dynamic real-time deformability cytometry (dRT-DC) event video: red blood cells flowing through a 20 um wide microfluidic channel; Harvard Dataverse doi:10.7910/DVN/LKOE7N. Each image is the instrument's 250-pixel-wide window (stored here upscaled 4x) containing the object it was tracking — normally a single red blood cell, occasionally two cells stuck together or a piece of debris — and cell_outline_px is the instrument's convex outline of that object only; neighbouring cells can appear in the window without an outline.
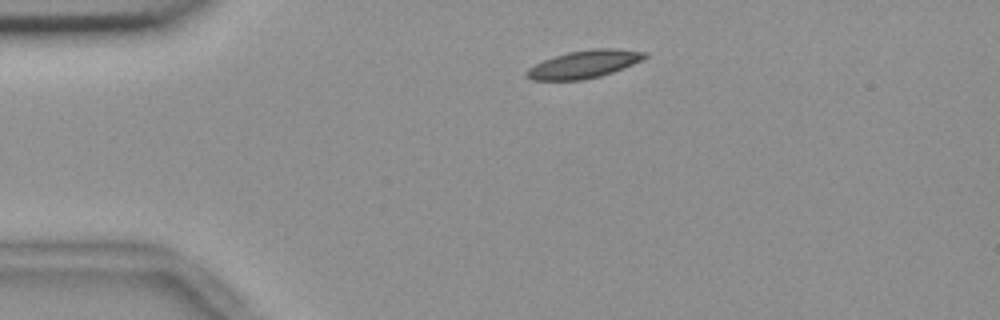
{"species": "common noctule bat (a hibernating species)", "species_latin": "Nyctalus noctula", "temperature_condition": "room temperature", "stored_images_in_passage": 45, "camera_frame_rate_fps": 3000, "um_per_image_px": 0.085, "animal": {"sex": "female", "body_mass_g": 18.4}, "frame": {"image": 1, "passage_image": 1, "time_ms": 0.0, "image_size_px": [1000, 320], "cell_outline_px": [[648, 56], [632, 64], [612, 72], [600, 76], [584, 80], [532, 80], [524, 76], [524, 72], [528, 68], [552, 56], [568, 52], [596, 48], [616, 48], [648, 52]], "centroid_in_image_um": [49.62, 5.45], "position_along_channel_um": 35.4, "area_um2": 19.13}}
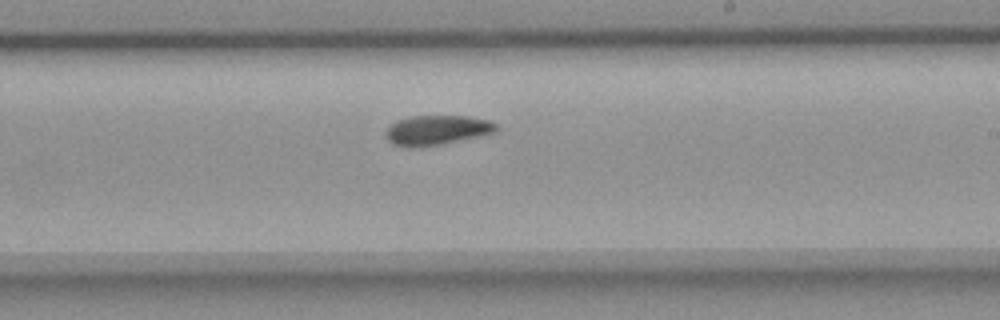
{"frame": {"image": 2, "passage_image": 22, "time_ms": 7.0, "image_size_px": [1000, 320], "cell_outline_px": [[496, 128], [492, 132], [476, 136], [440, 144], [412, 148], [408, 148], [392, 144], [388, 140], [384, 132], [396, 120], [412, 116], [468, 116], [492, 120], [496, 124]], "centroid_in_image_um": [37.07, 11.05], "position_along_channel_um": 251.9, "area_um2": 18.9}}
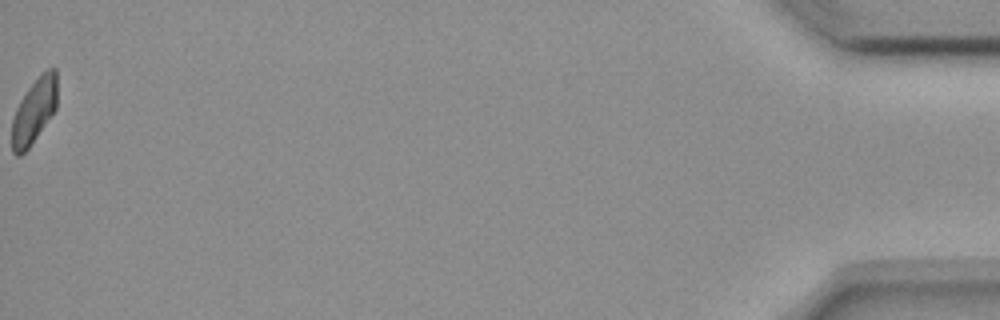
{"frame": {"image": 3, "passage_image": 45, "time_ms": 14.667, "image_size_px": [1000, 320], "cell_outline_px": [[56, 108], [28, 148], [20, 156], [16, 156], [12, 152], [12, 120], [16, 108], [20, 100], [28, 88], [48, 68], [56, 68]], "centroid_in_image_um": [2.87, 9.45], "position_along_channel_um": 432.3, "area_um2": 16.7}, "authors_computed_cell_mechanics": {"area_um2": 19.0162, "velocity_mm_per_s": 3.6563, "shape_relaxation_time_tau1_ms": 8.2178, "shape_relaxation_time_tau2_ms": null, "deformation_change_tau1": 0.1491, "deformation_change_tau2": null}}